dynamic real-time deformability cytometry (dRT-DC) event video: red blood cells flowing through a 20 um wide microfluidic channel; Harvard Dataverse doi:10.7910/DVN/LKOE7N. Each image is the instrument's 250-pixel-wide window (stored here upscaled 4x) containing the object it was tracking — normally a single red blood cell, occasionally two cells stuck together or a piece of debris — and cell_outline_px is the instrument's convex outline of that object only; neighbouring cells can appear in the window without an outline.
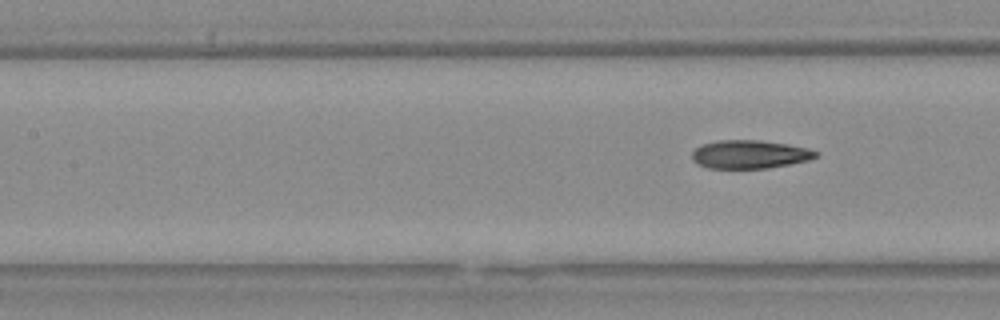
{"species": "Egyptian fruit bat (a non-hibernating species)", "species_latin": "Rousettus aegyptiacus", "temperature_condition": "warm", "stored_images_in_passage": 8, "segment_of_instrument_passage": [2, 2], "camera_frame_rate_fps": 3000, "um_per_image_px": 0.085, "animal": {"sex": "female"}, "frame": {"image": 1, "passage_image": 8, "time_ms": 2.333, "image_size_px": [1000, 320], "cell_outline_px": [[820, 156], [808, 160], [768, 168], [708, 168], [696, 164], [692, 160], [692, 152], [700, 144], [716, 140], [760, 140], [788, 144], [820, 152]], "centroid_in_image_um": [63.69, 13.11], "position_along_channel_um": 143.7, "area_um2": 20.58}}